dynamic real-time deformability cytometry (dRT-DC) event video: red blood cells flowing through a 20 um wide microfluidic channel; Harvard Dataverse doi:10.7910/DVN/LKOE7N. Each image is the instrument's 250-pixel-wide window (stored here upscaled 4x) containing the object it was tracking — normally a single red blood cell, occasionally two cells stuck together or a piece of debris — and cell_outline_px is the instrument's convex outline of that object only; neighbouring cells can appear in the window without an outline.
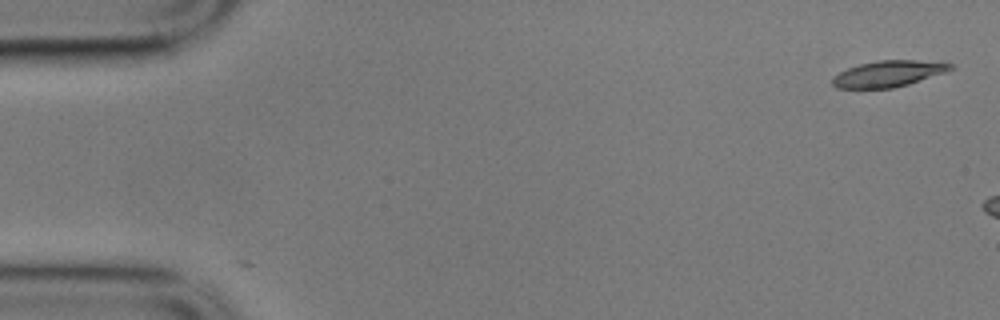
{"species": "common noctule bat (a hibernating species)", "species_latin": "Nyctalus noctula", "temperature_condition": "cold", "stored_images_in_passage": 2, "camera_frame_rate_fps": 3000, "um_per_image_px": 0.085, "animal": {"sex": "male", "body_mass_g": 17.9}, "frame": {"image": 1, "passage_image": 2, "time_ms": 0.333, "image_size_px": [1000, 320], "cell_outline_px": [[956, 68], [908, 84], [892, 88], [836, 88], [832, 84], [832, 76], [848, 68], [860, 64], [876, 60], [916, 60], [952, 64]], "centroid_in_image_um": [75.47, 6.26], "position_along_channel_um": 9.5, "area_um2": 17.8}}